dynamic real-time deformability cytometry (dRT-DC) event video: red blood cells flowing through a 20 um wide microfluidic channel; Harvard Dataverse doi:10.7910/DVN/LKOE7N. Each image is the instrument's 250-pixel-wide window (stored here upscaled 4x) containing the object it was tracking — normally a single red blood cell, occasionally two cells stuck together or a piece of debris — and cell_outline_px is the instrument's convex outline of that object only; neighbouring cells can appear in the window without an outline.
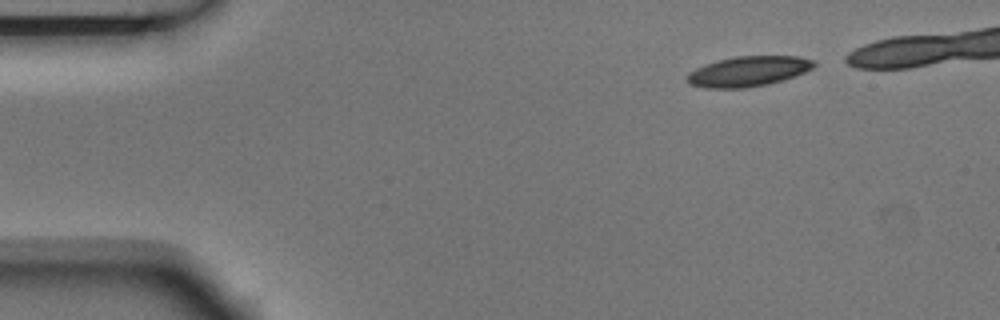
{"species": "Egyptian fruit bat (a non-hibernating species)", "species_latin": "Rousettus aegyptiacus", "temperature_condition": "room temperature", "stored_images_in_passage": 5, "camera_frame_rate_fps": 3000, "um_per_image_px": 0.085, "animal": {"sex": "male"}, "frame": {"image": 1, "passage_image": 1, "time_ms": 0.0, "image_size_px": [1000, 320], "cell_outline_px": [[816, 64], [812, 68], [804, 72], [768, 84], [744, 88], [704, 88], [688, 84], [684, 76], [688, 72], [696, 68], [720, 60], [736, 56], [800, 56], [816, 60]], "centroid_in_image_um": [63.57, 6.06], "position_along_channel_um": 21.4, "area_um2": 22.25}}